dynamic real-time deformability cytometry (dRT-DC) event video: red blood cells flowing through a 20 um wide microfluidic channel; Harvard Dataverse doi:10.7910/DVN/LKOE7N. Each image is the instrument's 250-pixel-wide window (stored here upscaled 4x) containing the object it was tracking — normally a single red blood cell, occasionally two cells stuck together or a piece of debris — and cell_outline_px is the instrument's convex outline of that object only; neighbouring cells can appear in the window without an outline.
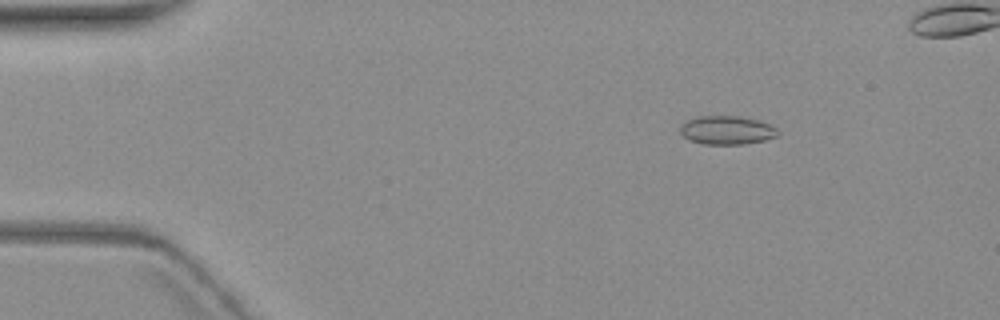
{"species": "common noctule bat (a hibernating species)", "species_latin": "Nyctalus noctula", "temperature_condition": "warm", "stored_images_in_passage": 4, "camera_frame_rate_fps": 3000, "um_per_image_px": 0.085, "animal": {"sex": "female", "body_mass_g": 19.3, "forearm_length_mm": 54.1}, "frame": {"image": 1, "passage_image": 1, "time_ms": 0.0, "image_size_px": [1000, 320], "cell_outline_px": [[780, 132], [776, 136], [764, 140], [744, 144], [704, 144], [688, 140], [680, 132], [680, 124], [696, 116], [740, 116], [760, 120], [776, 128]], "centroid_in_image_um": [61.77, 11.06], "position_along_channel_um": 23.2, "area_um2": 16.36}}